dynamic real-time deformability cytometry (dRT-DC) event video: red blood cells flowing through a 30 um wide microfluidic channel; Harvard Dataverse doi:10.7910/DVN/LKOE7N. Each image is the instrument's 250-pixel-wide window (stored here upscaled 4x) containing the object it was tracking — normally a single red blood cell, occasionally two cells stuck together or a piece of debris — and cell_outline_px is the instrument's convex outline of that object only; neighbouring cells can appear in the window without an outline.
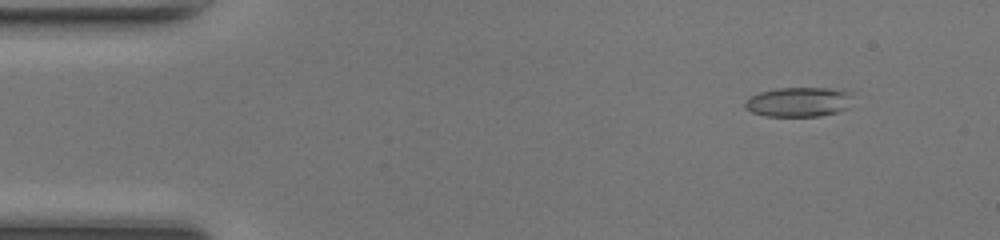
{"species": "common noctule bat (a hibernating species)", "species_latin": "Nyctalus noctula", "temperature_condition": "room temperature", "stored_images_in_passage": 49, "camera_frame_rate_fps": 3000, "um_per_image_px": 0.085, "animal": {"sex": "female", "body_mass_g": 17.0, "forearm_length_mm": 48.0}, "frame": {"image": 1, "passage_image": 5, "time_ms": 1.333, "image_size_px": [1000, 240], "cell_outline_px": [[852, 92], [848, 108], [836, 112], [820, 116], [764, 116], [752, 112], [744, 108], [744, 100], [760, 92], [776, 88], [828, 88]], "centroid_in_image_um": [67.85, 8.67], "position_along_channel_um": 17.1, "area_um2": 18.61}}
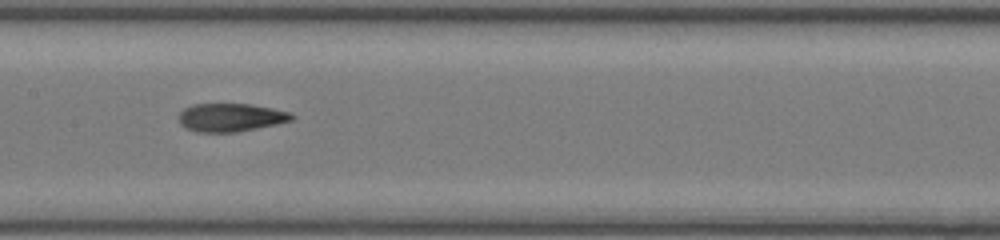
{"frame": {"image": 2, "passage_image": 24, "time_ms": 7.667, "image_size_px": [1000, 240], "cell_outline_px": [[296, 116], [292, 120], [276, 124], [236, 132], [196, 132], [180, 124], [176, 116], [184, 108], [192, 104], [252, 104], [292, 112]], "centroid_in_image_um": [19.6, 9.97], "position_along_channel_um": 187.8, "area_um2": 18.73}}
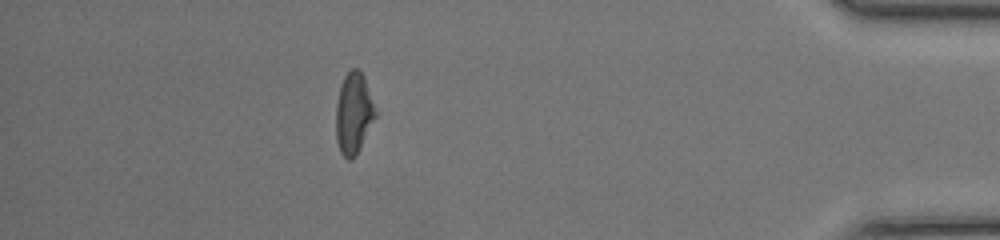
{"frame": {"image": 3, "passage_image": 43, "time_ms": 14.0, "image_size_px": [1000, 240], "cell_outline_px": [[380, 112], [356, 156], [352, 160], [348, 160], [340, 152], [336, 140], [336, 104], [340, 84], [344, 76], [352, 68], [356, 68], [364, 76]], "centroid_in_image_um": [30.11, 9.64], "position_along_channel_um": 405.1, "area_um2": 19.48}, "authors_computed_cell_mechanics": {"area_um2": 18.9006, "velocity_mm_per_s": 4.2853, "shape_relaxation_time_tau1_ms": 6.8405, "shape_relaxation_time_tau2_ms": 2.219, "deformation_change_tau1": 0.2212, "deformation_change_tau2": 0.1022}}